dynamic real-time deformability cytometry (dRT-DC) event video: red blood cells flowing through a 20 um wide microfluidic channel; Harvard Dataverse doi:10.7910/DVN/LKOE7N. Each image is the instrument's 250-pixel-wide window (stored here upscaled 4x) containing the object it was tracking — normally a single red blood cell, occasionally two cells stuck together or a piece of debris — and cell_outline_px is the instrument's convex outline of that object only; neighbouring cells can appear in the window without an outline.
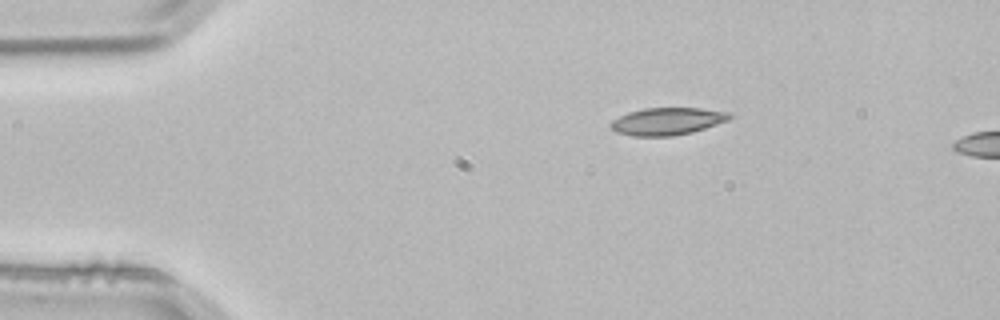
{"species": "common noctule bat (a hibernating species)", "species_latin": "Nyctalus noctula", "temperature_condition": "room temperature", "stored_images_in_passage": 2, "camera_frame_rate_fps": 3000, "um_per_image_px": 0.085, "animal": {"sex": "male", "body_mass_g": 21.5, "forearm_length_mm": 52.0}, "frame": {"image": 1, "passage_image": 1, "time_ms": 0.0, "image_size_px": [1000, 320], "cell_outline_px": [[732, 116], [728, 120], [692, 132], [672, 136], [632, 136], [616, 132], [608, 124], [612, 120], [628, 112], [644, 108], [700, 108], [732, 112]], "centroid_in_image_um": [56.71, 10.3], "position_along_channel_um": 28.3, "area_um2": 18.96}}